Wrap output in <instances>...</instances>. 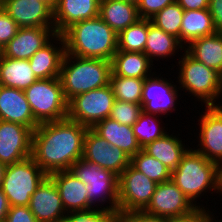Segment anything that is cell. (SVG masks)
Returning <instances> with one entry per match:
<instances>
[{"label": "cell", "mask_w": 222, "mask_h": 222, "mask_svg": "<svg viewBox=\"0 0 222 222\" xmlns=\"http://www.w3.org/2000/svg\"><path fill=\"white\" fill-rule=\"evenodd\" d=\"M87 129L68 117L40 123L32 134L31 157L47 175L70 170L82 158Z\"/></svg>", "instance_id": "6da1fadb"}, {"label": "cell", "mask_w": 222, "mask_h": 222, "mask_svg": "<svg viewBox=\"0 0 222 222\" xmlns=\"http://www.w3.org/2000/svg\"><path fill=\"white\" fill-rule=\"evenodd\" d=\"M65 53L111 61L118 51V34L100 16L77 22L62 33Z\"/></svg>", "instance_id": "7a4b0ae2"}, {"label": "cell", "mask_w": 222, "mask_h": 222, "mask_svg": "<svg viewBox=\"0 0 222 222\" xmlns=\"http://www.w3.org/2000/svg\"><path fill=\"white\" fill-rule=\"evenodd\" d=\"M220 166L190 148L182 157L171 180L197 208L205 209L196 201L203 192H220ZM207 190V191H206Z\"/></svg>", "instance_id": "3957f363"}, {"label": "cell", "mask_w": 222, "mask_h": 222, "mask_svg": "<svg viewBox=\"0 0 222 222\" xmlns=\"http://www.w3.org/2000/svg\"><path fill=\"white\" fill-rule=\"evenodd\" d=\"M111 73V61L65 53L59 79L66 100L69 102L76 95L109 85Z\"/></svg>", "instance_id": "277c9868"}, {"label": "cell", "mask_w": 222, "mask_h": 222, "mask_svg": "<svg viewBox=\"0 0 222 222\" xmlns=\"http://www.w3.org/2000/svg\"><path fill=\"white\" fill-rule=\"evenodd\" d=\"M178 61V84L198 101L206 106H220L216 101L221 98V75L216 70L206 67L191 57L185 50ZM181 64V65H180Z\"/></svg>", "instance_id": "5b68a950"}, {"label": "cell", "mask_w": 222, "mask_h": 222, "mask_svg": "<svg viewBox=\"0 0 222 222\" xmlns=\"http://www.w3.org/2000/svg\"><path fill=\"white\" fill-rule=\"evenodd\" d=\"M24 93L39 124L68 117V101L59 77L37 80Z\"/></svg>", "instance_id": "8992f818"}, {"label": "cell", "mask_w": 222, "mask_h": 222, "mask_svg": "<svg viewBox=\"0 0 222 222\" xmlns=\"http://www.w3.org/2000/svg\"><path fill=\"white\" fill-rule=\"evenodd\" d=\"M70 170L86 185L88 201L92 206L94 205L98 208L97 205L101 204L102 206L109 201V206L107 205L103 209L109 211L118 210L117 175L83 158L78 159ZM99 202L100 204H96Z\"/></svg>", "instance_id": "52a82bcc"}, {"label": "cell", "mask_w": 222, "mask_h": 222, "mask_svg": "<svg viewBox=\"0 0 222 222\" xmlns=\"http://www.w3.org/2000/svg\"><path fill=\"white\" fill-rule=\"evenodd\" d=\"M47 176L32 157L7 165L1 188L9 206H29L31 195Z\"/></svg>", "instance_id": "ba28073f"}, {"label": "cell", "mask_w": 222, "mask_h": 222, "mask_svg": "<svg viewBox=\"0 0 222 222\" xmlns=\"http://www.w3.org/2000/svg\"><path fill=\"white\" fill-rule=\"evenodd\" d=\"M115 101L111 85L76 95L68 102V118L93 128L108 118Z\"/></svg>", "instance_id": "9c48e42d"}, {"label": "cell", "mask_w": 222, "mask_h": 222, "mask_svg": "<svg viewBox=\"0 0 222 222\" xmlns=\"http://www.w3.org/2000/svg\"><path fill=\"white\" fill-rule=\"evenodd\" d=\"M157 184L130 164L118 176V210L144 211L151 202Z\"/></svg>", "instance_id": "30bf717a"}, {"label": "cell", "mask_w": 222, "mask_h": 222, "mask_svg": "<svg viewBox=\"0 0 222 222\" xmlns=\"http://www.w3.org/2000/svg\"><path fill=\"white\" fill-rule=\"evenodd\" d=\"M82 158L98 164L119 176L129 165L131 157L88 128L84 136Z\"/></svg>", "instance_id": "8fae6325"}, {"label": "cell", "mask_w": 222, "mask_h": 222, "mask_svg": "<svg viewBox=\"0 0 222 222\" xmlns=\"http://www.w3.org/2000/svg\"><path fill=\"white\" fill-rule=\"evenodd\" d=\"M197 209L170 179L157 184L151 202L144 211L159 217L174 218L189 216Z\"/></svg>", "instance_id": "7c38bea8"}, {"label": "cell", "mask_w": 222, "mask_h": 222, "mask_svg": "<svg viewBox=\"0 0 222 222\" xmlns=\"http://www.w3.org/2000/svg\"><path fill=\"white\" fill-rule=\"evenodd\" d=\"M32 134L29 127L0 120V163L7 166L31 157Z\"/></svg>", "instance_id": "4fadbf2b"}, {"label": "cell", "mask_w": 222, "mask_h": 222, "mask_svg": "<svg viewBox=\"0 0 222 222\" xmlns=\"http://www.w3.org/2000/svg\"><path fill=\"white\" fill-rule=\"evenodd\" d=\"M147 77L142 88L141 106L142 111L148 114L169 115L171 111H176L178 92L176 85L167 78H159L160 75Z\"/></svg>", "instance_id": "5bb4252c"}, {"label": "cell", "mask_w": 222, "mask_h": 222, "mask_svg": "<svg viewBox=\"0 0 222 222\" xmlns=\"http://www.w3.org/2000/svg\"><path fill=\"white\" fill-rule=\"evenodd\" d=\"M207 109V110H206ZM204 114L201 115L200 122V148L194 149L205 156L208 160L222 164V107L206 106Z\"/></svg>", "instance_id": "9a60e30c"}, {"label": "cell", "mask_w": 222, "mask_h": 222, "mask_svg": "<svg viewBox=\"0 0 222 222\" xmlns=\"http://www.w3.org/2000/svg\"><path fill=\"white\" fill-rule=\"evenodd\" d=\"M55 35V27L19 28L16 35L1 50V55L12 59L29 60Z\"/></svg>", "instance_id": "2e32d148"}, {"label": "cell", "mask_w": 222, "mask_h": 222, "mask_svg": "<svg viewBox=\"0 0 222 222\" xmlns=\"http://www.w3.org/2000/svg\"><path fill=\"white\" fill-rule=\"evenodd\" d=\"M29 209L38 222H53L66 218L58 189L49 175L31 195Z\"/></svg>", "instance_id": "e0dca14e"}, {"label": "cell", "mask_w": 222, "mask_h": 222, "mask_svg": "<svg viewBox=\"0 0 222 222\" xmlns=\"http://www.w3.org/2000/svg\"><path fill=\"white\" fill-rule=\"evenodd\" d=\"M3 9L19 28L55 27L53 10L37 0H5Z\"/></svg>", "instance_id": "ac0fdd59"}, {"label": "cell", "mask_w": 222, "mask_h": 222, "mask_svg": "<svg viewBox=\"0 0 222 222\" xmlns=\"http://www.w3.org/2000/svg\"><path fill=\"white\" fill-rule=\"evenodd\" d=\"M0 120L19 123L34 131L39 123L34 119L23 90L0 85Z\"/></svg>", "instance_id": "d6986e66"}, {"label": "cell", "mask_w": 222, "mask_h": 222, "mask_svg": "<svg viewBox=\"0 0 222 222\" xmlns=\"http://www.w3.org/2000/svg\"><path fill=\"white\" fill-rule=\"evenodd\" d=\"M49 176L58 189L66 213L94 208L88 201L86 185L71 170L57 171Z\"/></svg>", "instance_id": "ffe728a7"}, {"label": "cell", "mask_w": 222, "mask_h": 222, "mask_svg": "<svg viewBox=\"0 0 222 222\" xmlns=\"http://www.w3.org/2000/svg\"><path fill=\"white\" fill-rule=\"evenodd\" d=\"M100 0H56L53 21L56 34L71 25L99 16Z\"/></svg>", "instance_id": "44dd1931"}, {"label": "cell", "mask_w": 222, "mask_h": 222, "mask_svg": "<svg viewBox=\"0 0 222 222\" xmlns=\"http://www.w3.org/2000/svg\"><path fill=\"white\" fill-rule=\"evenodd\" d=\"M52 41L56 42L55 45L59 44V47L58 45L55 46ZM64 54L65 42L63 36L62 34H56L29 59L30 66L36 78L38 80L58 78Z\"/></svg>", "instance_id": "7402d4cb"}, {"label": "cell", "mask_w": 222, "mask_h": 222, "mask_svg": "<svg viewBox=\"0 0 222 222\" xmlns=\"http://www.w3.org/2000/svg\"><path fill=\"white\" fill-rule=\"evenodd\" d=\"M99 136L106 139L111 146H117L130 157L141 150L132 126L123 125L110 117L101 120L92 128Z\"/></svg>", "instance_id": "603a6c76"}, {"label": "cell", "mask_w": 222, "mask_h": 222, "mask_svg": "<svg viewBox=\"0 0 222 222\" xmlns=\"http://www.w3.org/2000/svg\"><path fill=\"white\" fill-rule=\"evenodd\" d=\"M99 16L117 34L140 19L137 5L125 0H100Z\"/></svg>", "instance_id": "cb8c5ba5"}, {"label": "cell", "mask_w": 222, "mask_h": 222, "mask_svg": "<svg viewBox=\"0 0 222 222\" xmlns=\"http://www.w3.org/2000/svg\"><path fill=\"white\" fill-rule=\"evenodd\" d=\"M184 50L206 67L222 73V33L216 32L191 41Z\"/></svg>", "instance_id": "d4e9b609"}, {"label": "cell", "mask_w": 222, "mask_h": 222, "mask_svg": "<svg viewBox=\"0 0 222 222\" xmlns=\"http://www.w3.org/2000/svg\"><path fill=\"white\" fill-rule=\"evenodd\" d=\"M189 149L178 136L169 135V132L142 148L145 153L161 161L171 171L176 169Z\"/></svg>", "instance_id": "484cf974"}, {"label": "cell", "mask_w": 222, "mask_h": 222, "mask_svg": "<svg viewBox=\"0 0 222 222\" xmlns=\"http://www.w3.org/2000/svg\"><path fill=\"white\" fill-rule=\"evenodd\" d=\"M111 64L114 75L128 78L146 79L151 75L153 69L151 60L144 52L117 51Z\"/></svg>", "instance_id": "4316f807"}, {"label": "cell", "mask_w": 222, "mask_h": 222, "mask_svg": "<svg viewBox=\"0 0 222 222\" xmlns=\"http://www.w3.org/2000/svg\"><path fill=\"white\" fill-rule=\"evenodd\" d=\"M37 80L29 60L12 59L0 55L1 86L24 91Z\"/></svg>", "instance_id": "83f0119b"}, {"label": "cell", "mask_w": 222, "mask_h": 222, "mask_svg": "<svg viewBox=\"0 0 222 222\" xmlns=\"http://www.w3.org/2000/svg\"><path fill=\"white\" fill-rule=\"evenodd\" d=\"M209 9L185 10L180 29V43L187 46L191 41L216 33Z\"/></svg>", "instance_id": "f1b7e54d"}, {"label": "cell", "mask_w": 222, "mask_h": 222, "mask_svg": "<svg viewBox=\"0 0 222 222\" xmlns=\"http://www.w3.org/2000/svg\"><path fill=\"white\" fill-rule=\"evenodd\" d=\"M179 48L184 50L185 47H183L178 38L156 27L151 23V20L148 19V34L144 54L152 63V59L155 60V57H158V59H166V57L170 58L172 55L174 56V53L178 52Z\"/></svg>", "instance_id": "f546056e"}, {"label": "cell", "mask_w": 222, "mask_h": 222, "mask_svg": "<svg viewBox=\"0 0 222 222\" xmlns=\"http://www.w3.org/2000/svg\"><path fill=\"white\" fill-rule=\"evenodd\" d=\"M148 34V19L140 18L118 34V51L144 52Z\"/></svg>", "instance_id": "4dcf8cb0"}, {"label": "cell", "mask_w": 222, "mask_h": 222, "mask_svg": "<svg viewBox=\"0 0 222 222\" xmlns=\"http://www.w3.org/2000/svg\"><path fill=\"white\" fill-rule=\"evenodd\" d=\"M157 117L155 114H148L142 111L136 123L132 126L134 135L141 149L168 133L164 130V126L163 128L160 127L162 120L160 122L159 117L158 120Z\"/></svg>", "instance_id": "1f68e13d"}, {"label": "cell", "mask_w": 222, "mask_h": 222, "mask_svg": "<svg viewBox=\"0 0 222 222\" xmlns=\"http://www.w3.org/2000/svg\"><path fill=\"white\" fill-rule=\"evenodd\" d=\"M130 164L156 183L171 179L172 171L161 161L145 153L142 149L131 157Z\"/></svg>", "instance_id": "d6a6232c"}, {"label": "cell", "mask_w": 222, "mask_h": 222, "mask_svg": "<svg viewBox=\"0 0 222 222\" xmlns=\"http://www.w3.org/2000/svg\"><path fill=\"white\" fill-rule=\"evenodd\" d=\"M144 80L145 79L118 76L111 73L110 85L115 100L141 104Z\"/></svg>", "instance_id": "836d02e7"}, {"label": "cell", "mask_w": 222, "mask_h": 222, "mask_svg": "<svg viewBox=\"0 0 222 222\" xmlns=\"http://www.w3.org/2000/svg\"><path fill=\"white\" fill-rule=\"evenodd\" d=\"M184 11L185 10L177 2H175L164 7L151 17L150 20L156 27L175 36L180 41V29Z\"/></svg>", "instance_id": "e575fe53"}, {"label": "cell", "mask_w": 222, "mask_h": 222, "mask_svg": "<svg viewBox=\"0 0 222 222\" xmlns=\"http://www.w3.org/2000/svg\"><path fill=\"white\" fill-rule=\"evenodd\" d=\"M141 112V104L115 100L109 117L120 124L133 126Z\"/></svg>", "instance_id": "d590c367"}, {"label": "cell", "mask_w": 222, "mask_h": 222, "mask_svg": "<svg viewBox=\"0 0 222 222\" xmlns=\"http://www.w3.org/2000/svg\"><path fill=\"white\" fill-rule=\"evenodd\" d=\"M100 208L72 211L67 213L66 218L69 222H113L115 211Z\"/></svg>", "instance_id": "8d00e7d4"}, {"label": "cell", "mask_w": 222, "mask_h": 222, "mask_svg": "<svg viewBox=\"0 0 222 222\" xmlns=\"http://www.w3.org/2000/svg\"><path fill=\"white\" fill-rule=\"evenodd\" d=\"M18 29L17 23L4 9H0V50L16 35Z\"/></svg>", "instance_id": "74e56055"}, {"label": "cell", "mask_w": 222, "mask_h": 222, "mask_svg": "<svg viewBox=\"0 0 222 222\" xmlns=\"http://www.w3.org/2000/svg\"><path fill=\"white\" fill-rule=\"evenodd\" d=\"M177 0H140L137 9L140 18L150 19L164 7L175 3Z\"/></svg>", "instance_id": "f35d334b"}, {"label": "cell", "mask_w": 222, "mask_h": 222, "mask_svg": "<svg viewBox=\"0 0 222 222\" xmlns=\"http://www.w3.org/2000/svg\"><path fill=\"white\" fill-rule=\"evenodd\" d=\"M4 222H38L29 206H10Z\"/></svg>", "instance_id": "ab89813d"}, {"label": "cell", "mask_w": 222, "mask_h": 222, "mask_svg": "<svg viewBox=\"0 0 222 222\" xmlns=\"http://www.w3.org/2000/svg\"><path fill=\"white\" fill-rule=\"evenodd\" d=\"M208 9L216 31L222 33V0H209Z\"/></svg>", "instance_id": "60d3db41"}, {"label": "cell", "mask_w": 222, "mask_h": 222, "mask_svg": "<svg viewBox=\"0 0 222 222\" xmlns=\"http://www.w3.org/2000/svg\"><path fill=\"white\" fill-rule=\"evenodd\" d=\"M113 222H142V211L126 212L116 210Z\"/></svg>", "instance_id": "b9f144b4"}, {"label": "cell", "mask_w": 222, "mask_h": 222, "mask_svg": "<svg viewBox=\"0 0 222 222\" xmlns=\"http://www.w3.org/2000/svg\"><path fill=\"white\" fill-rule=\"evenodd\" d=\"M165 222H204V209L198 208L189 216L165 218Z\"/></svg>", "instance_id": "7bdbcfd3"}, {"label": "cell", "mask_w": 222, "mask_h": 222, "mask_svg": "<svg viewBox=\"0 0 222 222\" xmlns=\"http://www.w3.org/2000/svg\"><path fill=\"white\" fill-rule=\"evenodd\" d=\"M184 10H200L209 8V0H177Z\"/></svg>", "instance_id": "ee69618b"}, {"label": "cell", "mask_w": 222, "mask_h": 222, "mask_svg": "<svg viewBox=\"0 0 222 222\" xmlns=\"http://www.w3.org/2000/svg\"><path fill=\"white\" fill-rule=\"evenodd\" d=\"M9 203L6 195L3 193L2 188L0 187V222H4L6 215L9 211Z\"/></svg>", "instance_id": "f6af8a7d"}, {"label": "cell", "mask_w": 222, "mask_h": 222, "mask_svg": "<svg viewBox=\"0 0 222 222\" xmlns=\"http://www.w3.org/2000/svg\"><path fill=\"white\" fill-rule=\"evenodd\" d=\"M142 222H165V217L147 214L145 211H142Z\"/></svg>", "instance_id": "bcb514c9"}, {"label": "cell", "mask_w": 222, "mask_h": 222, "mask_svg": "<svg viewBox=\"0 0 222 222\" xmlns=\"http://www.w3.org/2000/svg\"><path fill=\"white\" fill-rule=\"evenodd\" d=\"M212 213L213 212L209 211V209L208 210L204 209V222H214V221L217 222L218 221V219L217 220L214 219V216ZM218 222H222V220L221 221L219 220Z\"/></svg>", "instance_id": "7dc6e473"}, {"label": "cell", "mask_w": 222, "mask_h": 222, "mask_svg": "<svg viewBox=\"0 0 222 222\" xmlns=\"http://www.w3.org/2000/svg\"><path fill=\"white\" fill-rule=\"evenodd\" d=\"M37 1L47 4L52 10H54L56 7V0H37Z\"/></svg>", "instance_id": "c3c4849f"}, {"label": "cell", "mask_w": 222, "mask_h": 222, "mask_svg": "<svg viewBox=\"0 0 222 222\" xmlns=\"http://www.w3.org/2000/svg\"><path fill=\"white\" fill-rule=\"evenodd\" d=\"M5 165L0 163V187L2 185V179H3V174H4V170H5Z\"/></svg>", "instance_id": "681fc988"}, {"label": "cell", "mask_w": 222, "mask_h": 222, "mask_svg": "<svg viewBox=\"0 0 222 222\" xmlns=\"http://www.w3.org/2000/svg\"><path fill=\"white\" fill-rule=\"evenodd\" d=\"M220 192L222 194V164L220 165Z\"/></svg>", "instance_id": "f907efd6"}, {"label": "cell", "mask_w": 222, "mask_h": 222, "mask_svg": "<svg viewBox=\"0 0 222 222\" xmlns=\"http://www.w3.org/2000/svg\"><path fill=\"white\" fill-rule=\"evenodd\" d=\"M125 1L137 5V4L139 3L140 0H125Z\"/></svg>", "instance_id": "816d5d0a"}, {"label": "cell", "mask_w": 222, "mask_h": 222, "mask_svg": "<svg viewBox=\"0 0 222 222\" xmlns=\"http://www.w3.org/2000/svg\"><path fill=\"white\" fill-rule=\"evenodd\" d=\"M5 4V0H0V9H3Z\"/></svg>", "instance_id": "f5cc1de1"}, {"label": "cell", "mask_w": 222, "mask_h": 222, "mask_svg": "<svg viewBox=\"0 0 222 222\" xmlns=\"http://www.w3.org/2000/svg\"><path fill=\"white\" fill-rule=\"evenodd\" d=\"M53 222H69L67 218H63V219H60L58 221H53Z\"/></svg>", "instance_id": "db71d44e"}, {"label": "cell", "mask_w": 222, "mask_h": 222, "mask_svg": "<svg viewBox=\"0 0 222 222\" xmlns=\"http://www.w3.org/2000/svg\"><path fill=\"white\" fill-rule=\"evenodd\" d=\"M220 75H221V93H222V73Z\"/></svg>", "instance_id": "11a10c76"}]
</instances>
